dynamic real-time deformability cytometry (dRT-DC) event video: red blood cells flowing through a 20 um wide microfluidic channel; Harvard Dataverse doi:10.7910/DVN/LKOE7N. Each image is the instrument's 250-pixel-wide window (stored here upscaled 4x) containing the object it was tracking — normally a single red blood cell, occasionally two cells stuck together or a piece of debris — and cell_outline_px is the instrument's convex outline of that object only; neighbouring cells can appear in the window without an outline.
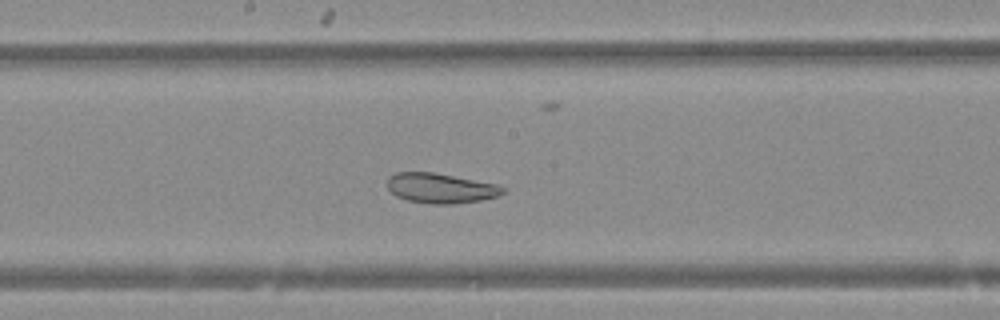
{"species": "Egyptian fruit bat (a non-hibernating species)", "species_latin": "Rousettus aegyptiacus", "temperature_condition": "warm", "stored_images_in_passage": 42, "camera_frame_rate_fps": 3000, "um_per_image_px": 0.085, "animal": {"sex": "female"}, "frame": {"image": 1, "passage_image": 19, "time_ms": 6.0, "image_size_px": [1000, 320], "cell_outline_px": [[508, 188], [504, 192], [496, 196], [480, 200], [452, 204], [432, 204], [408, 200], [396, 196], [388, 188], [388, 176], [396, 172], [432, 172], [500, 184]], "centroid_in_image_um": [37.48, 15.98], "position_along_channel_um": 210.7, "area_um2": 20.23}}
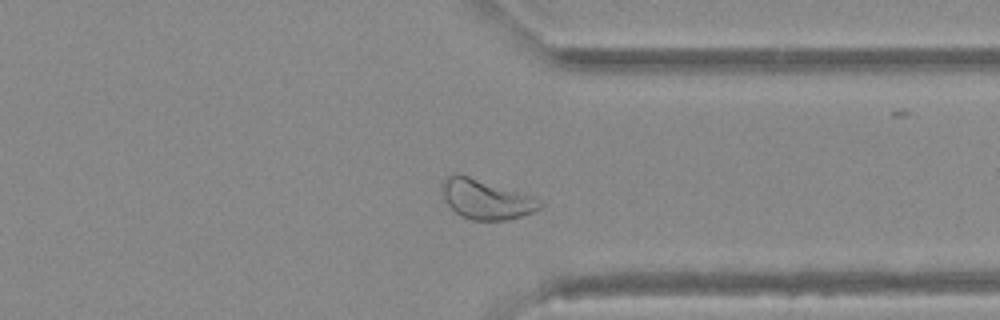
{"frame": {"image": 2, "passage_image": 31, "time_ms": 10.0, "image_size_px": [1000, 320], "cell_outline_px": [[544, 204], [540, 208], [532, 212], [520, 216], [504, 220], [472, 220], [460, 216], [444, 200], [440, 184], [448, 176], [456, 172], [460, 172], [544, 200]], "centroid_in_image_um": [41.29, 16.91], "position_along_channel_um": 370.1, "area_um2": 22.89}}
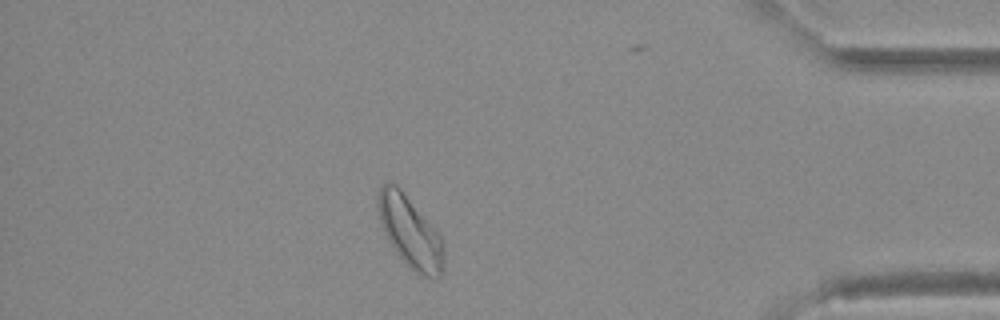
{"frame": {"image": 3, "passage_image": 36, "time_ms": 11.667, "image_size_px": [1000, 320], "cell_outline_px": [[444, 268], [440, 276], [424, 276], [416, 272], [396, 252], [388, 240], [384, 232], [380, 220], [376, 204], [376, 196], [380, 184], [388, 180], [392, 180], [400, 188], [440, 236], [444, 244]], "centroid_in_image_um": [34.81, 19.65], "position_along_channel_um": 400.4, "area_um2": 27.11}}